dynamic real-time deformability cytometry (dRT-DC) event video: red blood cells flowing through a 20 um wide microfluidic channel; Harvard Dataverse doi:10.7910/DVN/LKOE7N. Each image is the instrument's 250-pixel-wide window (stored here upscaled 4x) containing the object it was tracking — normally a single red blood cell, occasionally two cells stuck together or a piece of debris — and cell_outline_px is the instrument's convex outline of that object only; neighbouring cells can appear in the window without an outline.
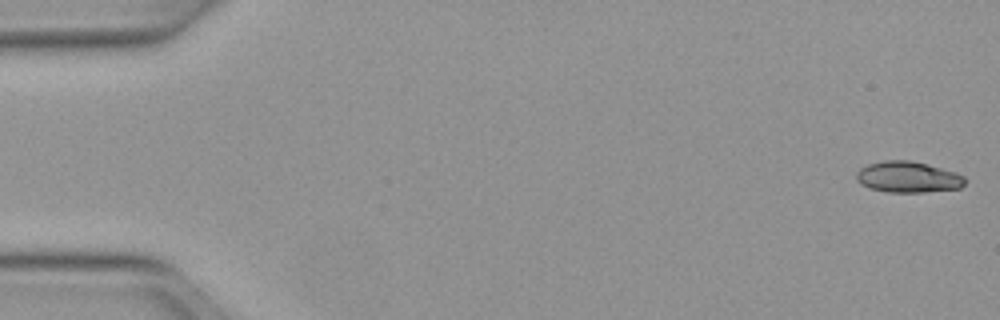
{"species": "Egyptian fruit bat (a non-hibernating species)", "species_latin": "Rousettus aegyptiacus", "temperature_condition": "warm", "stored_images_in_passage": 9, "camera_frame_rate_fps": 3000, "um_per_image_px": 0.085, "animal": {"sex": "female"}, "frame": {"image": 1, "passage_image": 1, "time_ms": 0.0, "image_size_px": [1000, 320], "cell_outline_px": [[968, 180], [960, 188], [924, 192], [888, 192], [868, 188], [860, 184], [856, 180], [856, 172], [860, 168], [868, 164], [884, 160], [908, 160], [928, 164], [956, 172], [964, 176]], "centroid_in_image_um": [77.18, 15.05], "position_along_channel_um": 7.8, "area_um2": 19.88}}